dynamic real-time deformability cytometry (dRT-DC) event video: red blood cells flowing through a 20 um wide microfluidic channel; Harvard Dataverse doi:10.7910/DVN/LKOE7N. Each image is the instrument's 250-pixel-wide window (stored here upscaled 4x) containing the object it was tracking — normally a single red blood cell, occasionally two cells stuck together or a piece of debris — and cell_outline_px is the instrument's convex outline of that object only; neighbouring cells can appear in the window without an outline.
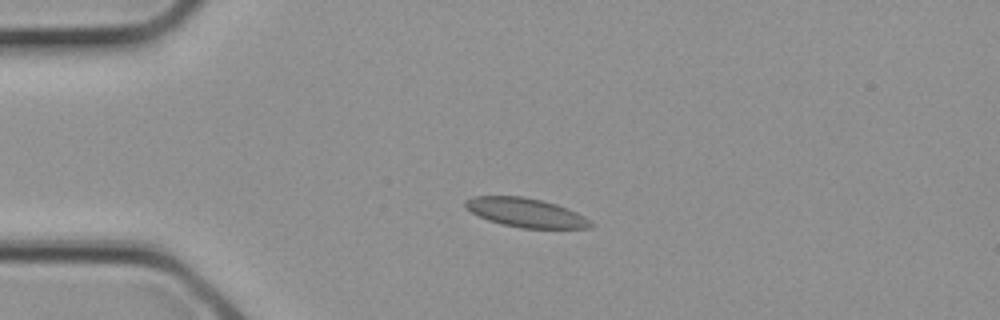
{"species": "common noctule bat (a hibernating species)", "species_latin": "Nyctalus noctula", "temperature_condition": "cold", "stored_images_in_passage": 2, "camera_frame_rate_fps": 3000, "um_per_image_px": 0.085, "animal": {"sex": "female", "body_mass_g": 21.9}, "frame": {"image": 1, "passage_image": 2, "time_ms": 0.333, "image_size_px": [1000, 320], "cell_outline_px": [[592, 228], [520, 228], [488, 220], [464, 208], [464, 200], [472, 196], [524, 196], [544, 200], [568, 208], [584, 216], [592, 224]], "centroid_in_image_um": [44.67, 18.06], "position_along_channel_um": 40.3, "area_um2": 21.21}}